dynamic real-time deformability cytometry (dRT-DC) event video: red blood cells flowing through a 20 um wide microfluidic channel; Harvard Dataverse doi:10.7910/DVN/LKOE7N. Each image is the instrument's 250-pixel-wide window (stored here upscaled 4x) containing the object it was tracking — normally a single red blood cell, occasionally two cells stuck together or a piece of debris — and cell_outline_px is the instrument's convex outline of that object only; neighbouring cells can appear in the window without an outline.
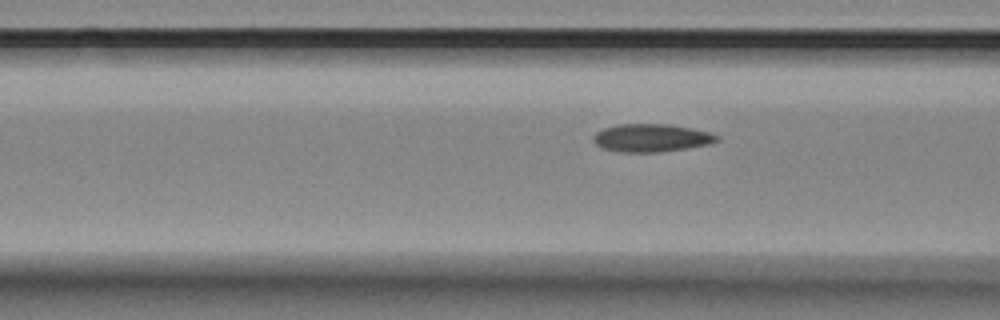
{"species": "Egyptian fruit bat (a non-hibernating species)", "species_latin": "Rousettus aegyptiacus", "temperature_condition": "room temperature", "stored_images_in_passage": 15, "camera_frame_rate_fps": 3000, "um_per_image_px": 0.085, "animal": {"sex": "female"}, "frame": {"image": 1, "passage_image": 6, "time_ms": 1.667, "image_size_px": [1000, 320], "cell_outline_px": [[720, 140], [712, 144], [688, 148], [660, 152], [620, 152], [604, 148], [596, 144], [592, 140], [592, 136], [596, 132], [604, 128], [620, 124], [668, 124], [692, 128], [708, 132], [720, 136]], "centroid_in_image_um": [55.4, 11.72], "position_along_channel_um": 111.2, "area_um2": 20.23}}
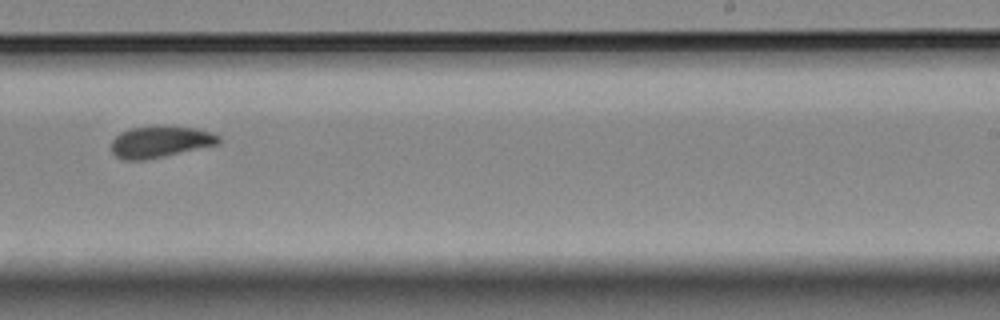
{"frame": {"image": 2, "passage_image": 10, "time_ms": 3.0, "image_size_px": [1000, 320], "cell_outline_px": [[220, 144], [164, 156], [144, 160], [124, 160], [116, 156], [112, 152], [112, 140], [120, 132], [132, 128], [196, 128], [220, 136]], "centroid_in_image_um": [13.61, 12.09], "position_along_channel_um": 275.4, "area_um2": 19.02}}
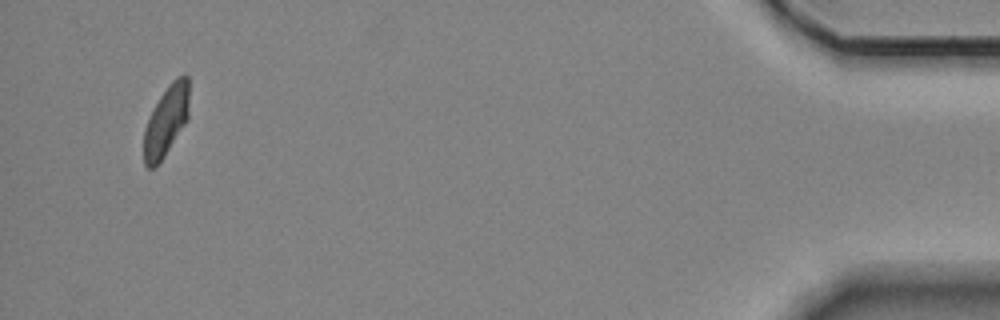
{"frame": {"image": 3, "passage_image": 15, "time_ms": 4.667, "image_size_px": [1000, 320], "cell_outline_px": [[188, 120], [164, 156], [152, 168], [148, 168], [144, 164], [144, 128], [160, 96], [168, 84], [176, 76], [184, 72], [188, 76]], "centroid_in_image_um": [14.14, 10.22], "position_along_channel_um": 421.1, "area_um2": 18.44}}